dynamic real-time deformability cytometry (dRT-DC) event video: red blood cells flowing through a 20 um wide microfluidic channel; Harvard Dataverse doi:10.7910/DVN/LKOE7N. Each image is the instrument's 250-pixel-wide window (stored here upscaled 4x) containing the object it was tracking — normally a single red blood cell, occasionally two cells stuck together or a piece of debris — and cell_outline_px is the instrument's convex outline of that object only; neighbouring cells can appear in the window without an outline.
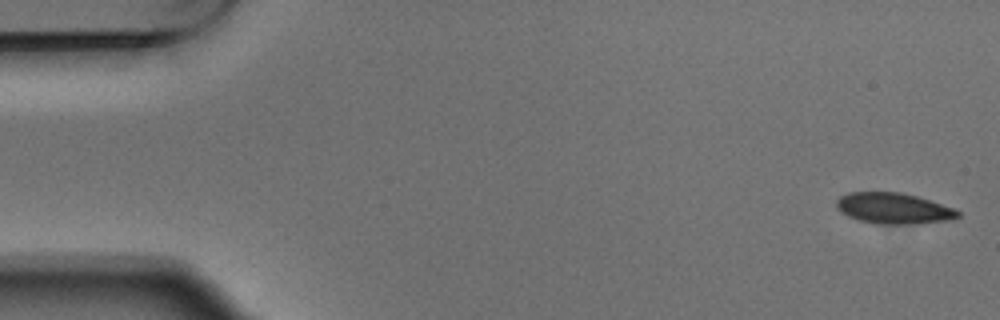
{"species": "Egyptian fruit bat (a non-hibernating species)", "species_latin": "Rousettus aegyptiacus", "temperature_condition": "warm", "stored_images_in_passage": 5, "camera_frame_rate_fps": 3000, "um_per_image_px": 0.085, "animal": {"sex": "male"}, "frame": {"image": 1, "passage_image": 1, "time_ms": 0.0, "image_size_px": [1000, 320], "cell_outline_px": [[960, 216], [956, 220], [920, 224], [872, 224], [848, 216], [840, 212], [836, 208], [836, 200], [840, 196], [848, 192], [900, 192], [916, 196], [956, 208], [960, 212]], "centroid_in_image_um": [75.99, 17.73], "position_along_channel_um": 9.0, "area_um2": 22.37}}
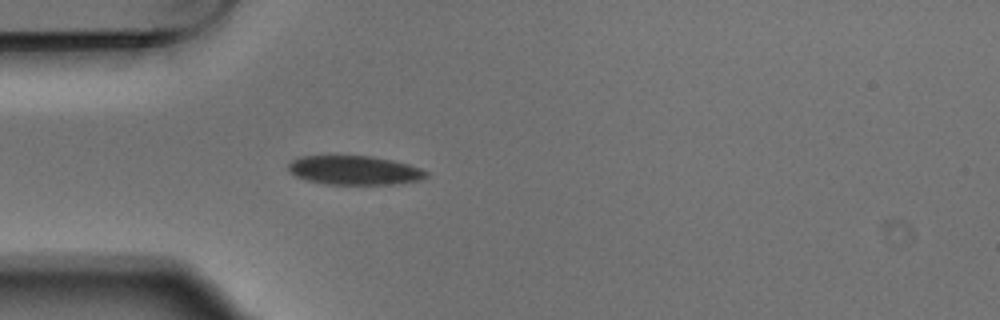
{"frame": {"image": 2, "passage_image": 5, "time_ms": 1.333, "image_size_px": [1000, 320], "cell_outline_px": [[428, 176], [420, 180], [392, 184], [324, 184], [308, 180], [296, 176], [288, 172], [288, 164], [296, 156], [372, 156], [392, 160], [408, 164], [420, 168], [428, 172]], "centroid_in_image_um": [30.1, 14.47], "position_along_channel_um": 54.9, "area_um2": 23.35}}